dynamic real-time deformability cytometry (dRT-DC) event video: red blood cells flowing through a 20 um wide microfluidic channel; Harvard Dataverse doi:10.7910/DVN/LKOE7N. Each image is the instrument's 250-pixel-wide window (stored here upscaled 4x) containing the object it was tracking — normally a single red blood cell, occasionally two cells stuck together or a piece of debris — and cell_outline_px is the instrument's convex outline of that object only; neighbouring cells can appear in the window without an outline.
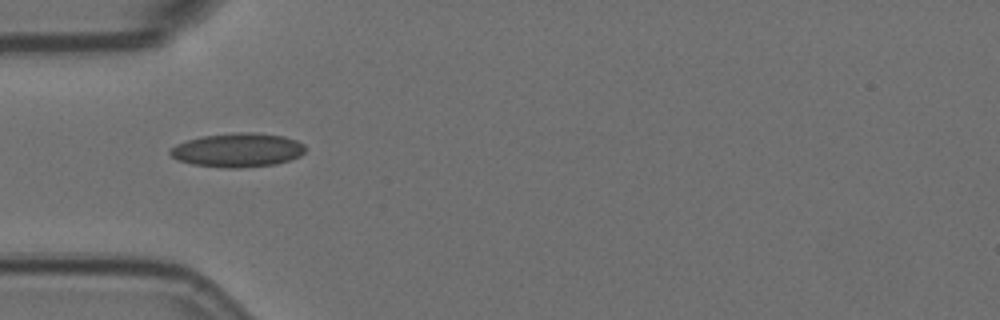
{"species": "Egyptian fruit bat (a non-hibernating species)", "species_latin": "Rousettus aegyptiacus", "temperature_condition": "room temperature", "stored_images_in_passage": 37, "camera_frame_rate_fps": 3000, "um_per_image_px": 0.085, "animal": {"sex": "female"}, "frame": {"image": 1, "passage_image": 1, "time_ms": 0.0, "image_size_px": [1000, 320], "cell_outline_px": [[304, 152], [300, 156], [276, 164], [240, 168], [228, 168], [192, 164], [176, 160], [168, 152], [176, 144], [200, 136], [236, 132], [252, 132], [284, 136], [296, 140], [304, 144]], "centroid_in_image_um": [20.19, 12.75], "position_along_channel_um": 64.8, "area_um2": 26.76}}
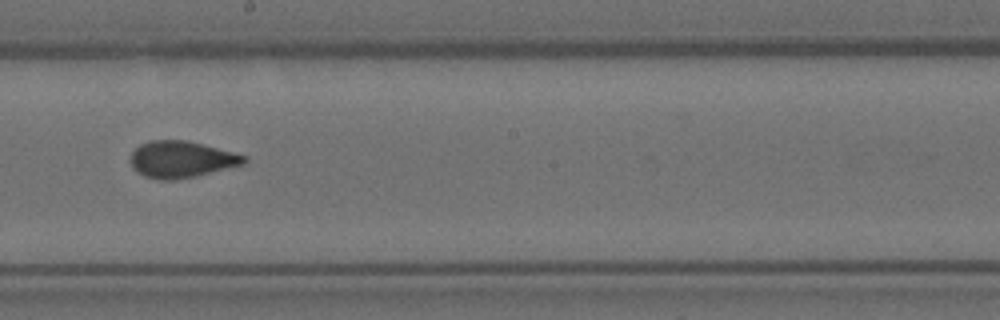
{"frame": {"image": 2, "passage_image": 15, "time_ms": 4.667, "image_size_px": [1000, 320], "cell_outline_px": [[248, 160], [244, 164], [196, 176], [176, 180], [160, 180], [144, 176], [136, 172], [132, 168], [128, 160], [132, 152], [140, 144], [148, 140], [188, 140], [248, 156]], "centroid_in_image_um": [15.38, 13.55], "position_along_channel_um": 232.8, "area_um2": 24.57}}
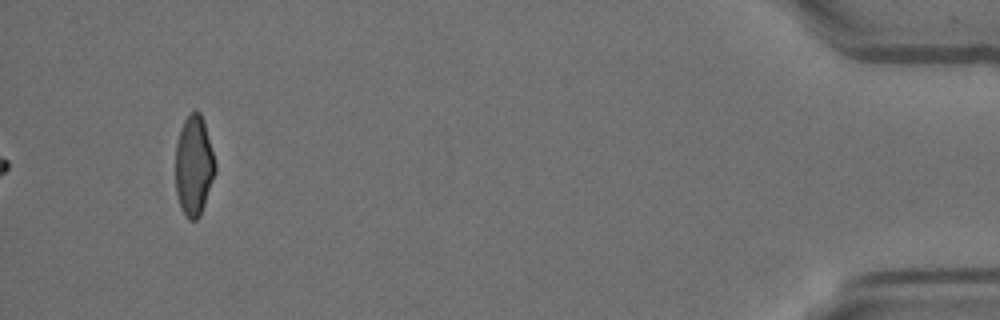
{"frame": {"image": 3, "passage_image": 37, "time_ms": 12.0, "image_size_px": [1000, 320], "cell_outline_px": [[216, 172], [200, 216], [196, 220], [188, 220], [184, 216], [180, 208], [176, 192], [176, 144], [180, 128], [184, 120], [192, 112], [200, 112], [204, 124], [216, 164]], "centroid_in_image_um": [16.47, 14.14], "position_along_channel_um": 418.7, "area_um2": 23.06}, "authors_computed_cell_mechanics": {"area_um2": 24.0448, "velocity_mm_per_s": 3.5865, "shape_relaxation_time_tau1_ms": 9.0315, "shape_relaxation_time_tau2_ms": 0.9682, "deformation_change_tau1": 0.2048, "deformation_change_tau2": 0.0637}}